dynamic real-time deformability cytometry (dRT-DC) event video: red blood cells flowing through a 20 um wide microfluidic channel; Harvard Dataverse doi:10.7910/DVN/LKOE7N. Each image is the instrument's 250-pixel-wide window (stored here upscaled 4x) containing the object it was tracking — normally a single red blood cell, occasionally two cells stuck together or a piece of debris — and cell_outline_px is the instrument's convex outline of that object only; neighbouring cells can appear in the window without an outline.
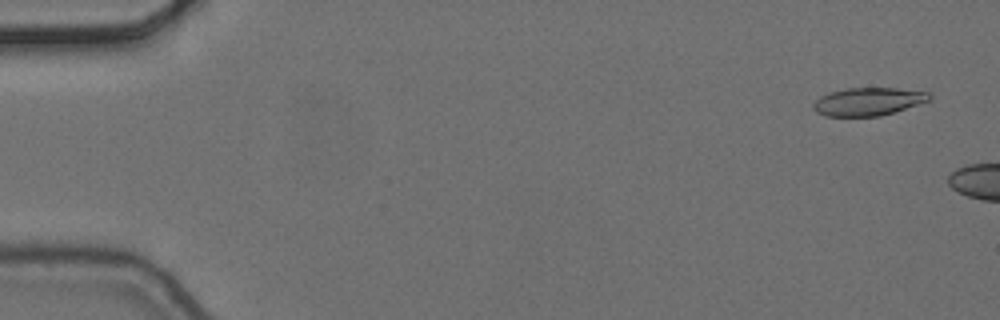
{"species": "common noctule bat (a hibernating species)", "species_latin": "Nyctalus noctula", "temperature_condition": "cold", "stored_images_in_passage": 3, "camera_frame_rate_fps": 3000, "um_per_image_px": 0.085, "animal": {"sex": "female", "body_mass_g": 24.6, "forearm_length_mm": 56.2}, "frame": {"image": 1, "passage_image": 1, "time_ms": 0.0, "image_size_px": [1000, 320], "cell_outline_px": [[932, 100], [880, 116], [824, 116], [816, 112], [812, 108], [812, 104], [820, 96], [828, 92], [848, 88], [896, 88], [928, 92], [932, 96]], "centroid_in_image_um": [73.78, 8.63], "position_along_channel_um": 11.2, "area_um2": 19.02}}